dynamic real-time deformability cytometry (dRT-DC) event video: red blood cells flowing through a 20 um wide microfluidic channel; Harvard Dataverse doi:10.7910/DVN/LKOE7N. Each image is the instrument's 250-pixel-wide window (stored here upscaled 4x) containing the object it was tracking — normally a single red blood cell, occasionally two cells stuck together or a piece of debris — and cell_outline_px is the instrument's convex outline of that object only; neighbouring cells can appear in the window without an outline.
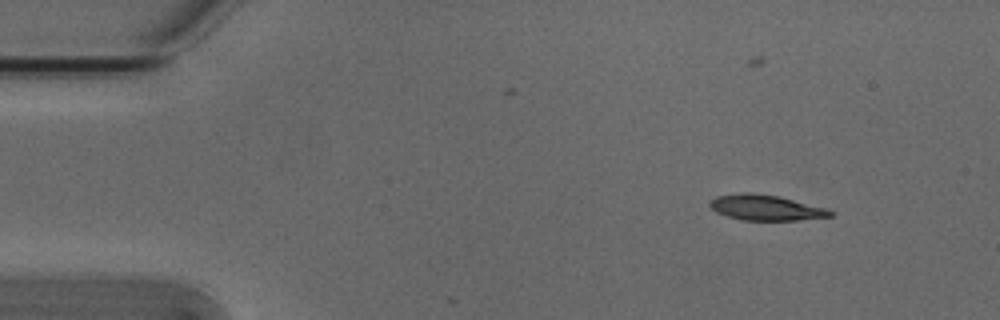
{"species": "Egyptian fruit bat (a non-hibernating species)", "species_latin": "Rousettus aegyptiacus", "temperature_condition": "cold", "stored_images_in_passage": 4, "camera_frame_rate_fps": 3000, "um_per_image_px": 0.085, "animal": {"sex": "male"}, "frame": {"image": 1, "passage_image": 1, "time_ms": 0.0, "image_size_px": [1000, 320], "cell_outline_px": [[832, 216], [800, 220], [740, 220], [716, 212], [708, 204], [716, 196], [740, 192], [752, 192], [780, 196], [824, 208], [832, 212]], "centroid_in_image_um": [65.05, 17.64], "position_along_channel_um": 20.0, "area_um2": 17.8}}